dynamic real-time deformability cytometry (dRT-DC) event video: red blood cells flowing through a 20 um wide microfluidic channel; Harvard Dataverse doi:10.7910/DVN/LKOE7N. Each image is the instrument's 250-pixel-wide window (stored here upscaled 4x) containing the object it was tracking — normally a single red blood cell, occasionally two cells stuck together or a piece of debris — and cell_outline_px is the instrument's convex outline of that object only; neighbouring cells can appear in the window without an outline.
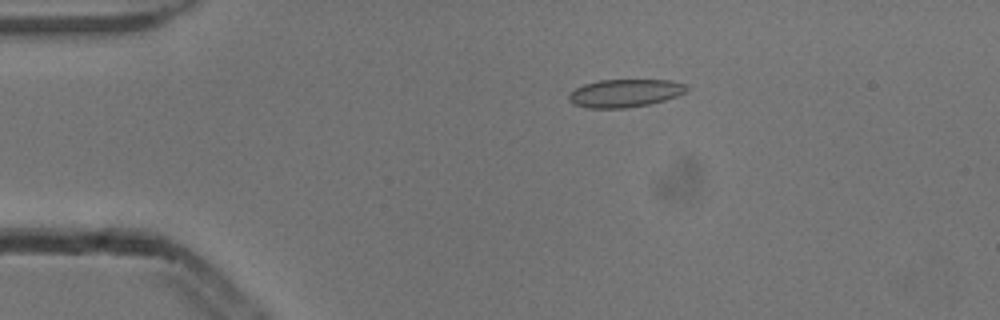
{"species": "common noctule bat (a hibernating species)", "species_latin": "Nyctalus noctula", "temperature_condition": "cold", "stored_images_in_passage": 4, "camera_frame_rate_fps": 3000, "um_per_image_px": 0.085, "animal": {"sex": "male", "body_mass_g": 13.3}, "frame": {"image": 1, "passage_image": 3, "time_ms": 0.667, "image_size_px": [1000, 320], "cell_outline_px": [[688, 88], [684, 92], [676, 96], [664, 100], [648, 104], [624, 108], [588, 108], [572, 104], [568, 100], [568, 96], [576, 88], [584, 84], [600, 80], [672, 80], [688, 84]], "centroid_in_image_um": [53.12, 7.91], "position_along_channel_um": 31.9, "area_um2": 19.13}}